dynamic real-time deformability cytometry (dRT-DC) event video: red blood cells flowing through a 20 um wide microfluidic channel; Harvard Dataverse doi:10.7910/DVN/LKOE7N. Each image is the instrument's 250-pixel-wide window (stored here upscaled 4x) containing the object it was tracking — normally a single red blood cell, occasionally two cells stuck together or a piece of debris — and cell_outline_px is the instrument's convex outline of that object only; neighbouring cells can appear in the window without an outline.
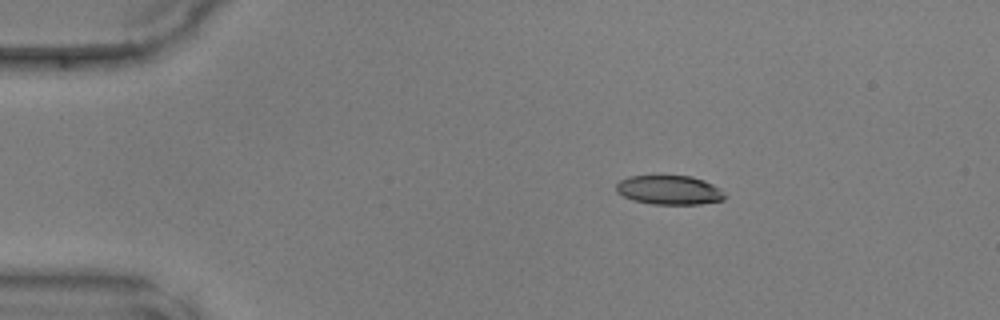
{"species": "common noctule bat (a hibernating species)", "species_latin": "Nyctalus noctula", "temperature_condition": "warm", "stored_images_in_passage": 48, "camera_frame_rate_fps": 3000, "um_per_image_px": 0.085, "animal": {"sex": "male", "body_mass_g": 17.9, "forearm_length_mm": 54.2}, "frame": {"image": 1, "passage_image": 8, "time_ms": 2.333, "image_size_px": [1000, 320], "cell_outline_px": [[724, 200], [700, 204], [652, 204], [632, 200], [616, 192], [616, 184], [620, 180], [628, 176], [692, 176], [704, 180], [720, 188], [724, 196]], "centroid_in_image_um": [56.87, 16.15], "position_along_channel_um": 28.1, "area_um2": 18.44}}
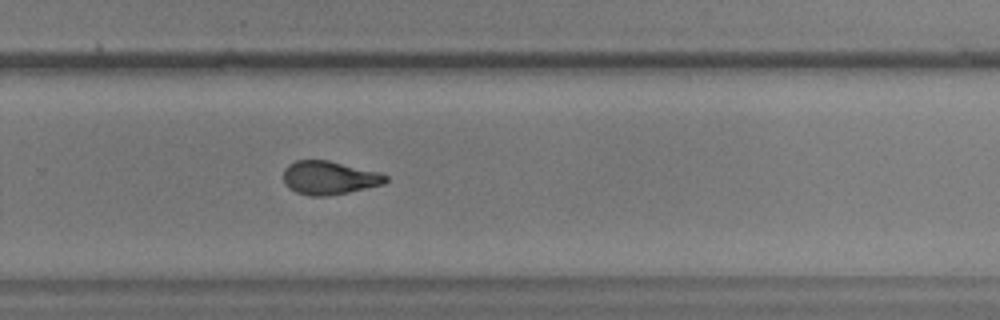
{"frame": {"image": 2, "passage_image": 32, "time_ms": 10.333, "image_size_px": [1000, 320], "cell_outline_px": [[388, 180], [384, 184], [348, 192], [328, 196], [308, 196], [296, 192], [288, 188], [284, 184], [284, 168], [288, 164], [296, 160], [328, 160], [380, 172], [388, 176]], "centroid_in_image_um": [27.97, 15.11], "position_along_channel_um": 301.8, "area_um2": 20.11}}
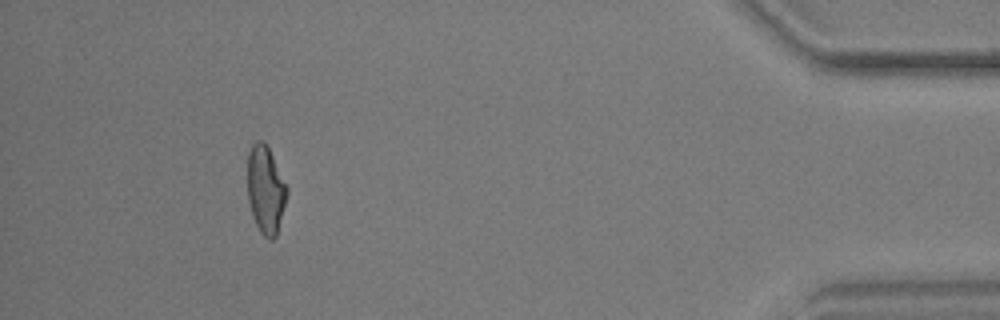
{"frame": {"image": 3, "passage_image": 44, "time_ms": 14.333, "image_size_px": [1000, 320], "cell_outline_px": [[288, 192], [276, 236], [272, 240], [268, 240], [260, 232], [252, 216], [248, 200], [248, 152], [252, 144], [256, 140], [264, 140], [288, 188]], "centroid_in_image_um": [22.56, 16.13], "position_along_channel_um": 412.6, "area_um2": 20.06}}